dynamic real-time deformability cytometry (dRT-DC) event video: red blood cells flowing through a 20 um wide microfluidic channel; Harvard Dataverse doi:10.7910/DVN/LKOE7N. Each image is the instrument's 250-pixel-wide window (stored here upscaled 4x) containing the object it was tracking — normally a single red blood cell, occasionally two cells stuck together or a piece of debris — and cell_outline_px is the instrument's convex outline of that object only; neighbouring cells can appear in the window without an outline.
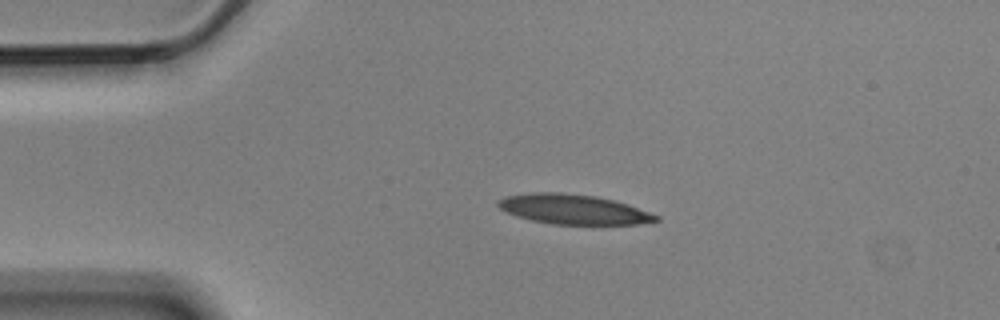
{"species": "Egyptian fruit bat (a non-hibernating species)", "species_latin": "Rousettus aegyptiacus", "temperature_condition": "cold", "stored_images_in_passage": 2, "camera_frame_rate_fps": 3000, "um_per_image_px": 0.085, "animal": {"sex": "male"}, "frame": {"image": 1, "passage_image": 1, "time_ms": 0.0, "image_size_px": [1000, 320], "cell_outline_px": [[660, 220], [640, 224], [592, 228], [552, 224], [532, 220], [516, 216], [500, 208], [496, 204], [496, 200], [504, 196], [532, 192], [560, 192], [596, 196], [612, 200], [660, 216]], "centroid_in_image_um": [48.76, 17.84], "position_along_channel_um": 36.2, "area_um2": 28.5}}